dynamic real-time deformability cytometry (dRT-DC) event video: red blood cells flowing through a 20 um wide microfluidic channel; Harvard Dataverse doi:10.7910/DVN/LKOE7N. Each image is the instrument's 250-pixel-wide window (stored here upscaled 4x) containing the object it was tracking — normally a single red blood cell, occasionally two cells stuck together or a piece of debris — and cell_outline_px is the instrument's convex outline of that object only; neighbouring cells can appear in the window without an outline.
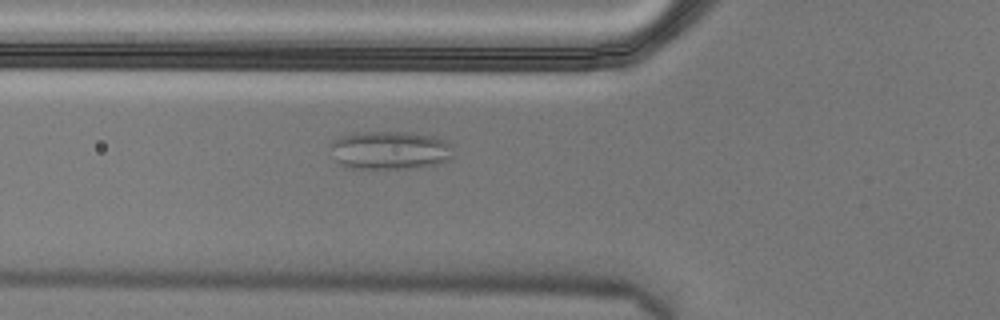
{"species": "Egyptian fruit bat (a non-hibernating species)", "species_latin": "Rousettus aegyptiacus", "temperature_condition": "cold", "stored_images_in_passage": 55, "camera_frame_rate_fps": 3000, "um_per_image_px": 0.085, "animal": {"sex": "male"}, "frame": {"image": 1, "passage_image": 20, "time_ms": 6.333, "image_size_px": [1000, 320], "cell_outline_px": [[452, 156], [448, 160], [436, 164], [408, 168], [352, 168], [340, 164], [336, 160], [328, 144], [332, 140], [340, 136], [356, 132], [408, 132], [436, 136], [444, 140], [448, 144]], "centroid_in_image_um": [33.08, 12.75], "position_along_channel_um": 92.7, "area_um2": 27.34}}
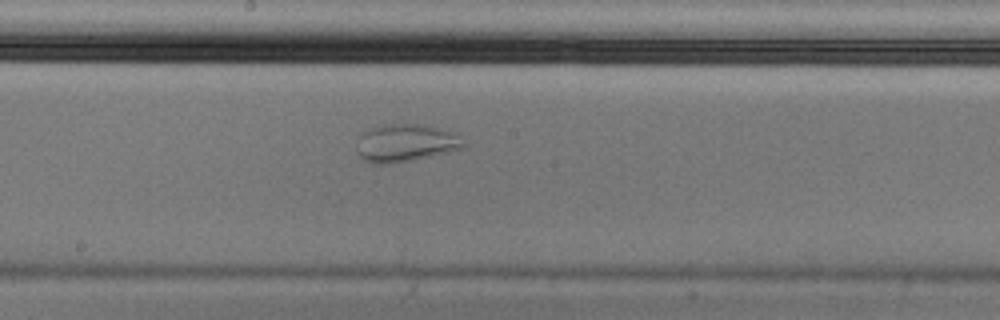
{"frame": {"image": 2, "passage_image": 30, "time_ms": 9.667, "image_size_px": [1000, 320], "cell_outline_px": [[464, 144], [460, 148], [428, 156], [408, 160], [384, 164], [372, 164], [364, 160], [356, 152], [356, 148], [360, 136], [364, 132], [372, 128], [384, 124], [416, 124], [436, 128], [448, 132], [456, 136]], "centroid_in_image_um": [34.34, 12.16], "position_along_channel_um": 213.9, "area_um2": 22.48}}
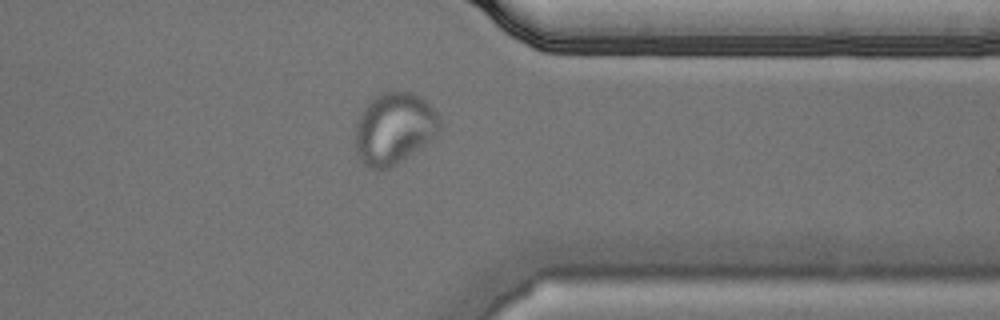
{"frame": {"image": 3, "passage_image": 44, "time_ms": 14.333, "image_size_px": [1000, 320], "cell_outline_px": [[440, 136], [396, 164], [388, 168], [376, 172], [368, 168], [360, 160], [356, 152], [356, 124], [360, 112], [376, 96], [384, 92], [412, 92], [420, 96], [436, 112], [440, 120]], "centroid_in_image_um": [33.52, 10.96], "position_along_channel_um": 377.9, "area_um2": 35.55}}